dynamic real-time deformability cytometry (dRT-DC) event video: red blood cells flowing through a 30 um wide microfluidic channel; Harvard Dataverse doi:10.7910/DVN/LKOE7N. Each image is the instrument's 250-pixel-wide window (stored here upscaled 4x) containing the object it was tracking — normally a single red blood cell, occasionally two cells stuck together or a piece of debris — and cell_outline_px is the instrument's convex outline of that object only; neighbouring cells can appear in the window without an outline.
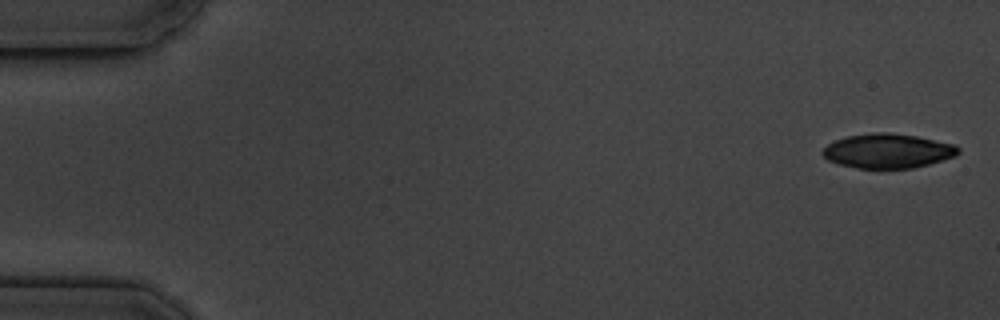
{"species": "common noctule bat (a hibernating species)", "species_latin": "Nyctalus noctula", "temperature_condition": "cold", "stored_images_in_passage": 5, "camera_frame_rate_fps": 3000, "um_per_image_px": 0.085, "animal": {"sex": "male", "body_mass_g": 19.5, "forearm_length_mm": 54.6}, "frame": {"image": 1, "passage_image": 1, "time_ms": 0.0, "image_size_px": [1000, 320], "cell_outline_px": [[960, 152], [956, 156], [928, 164], [912, 168], [856, 168], [840, 164], [828, 160], [820, 152], [828, 144], [844, 136], [876, 132], [888, 132], [916, 136], [956, 144], [960, 148]], "centroid_in_image_um": [75.47, 12.82], "position_along_channel_um": 9.5, "area_um2": 27.28}}
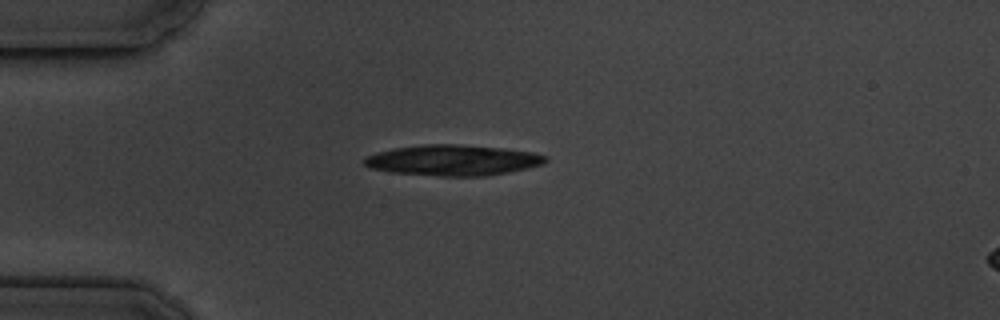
{"frame": {"image": 2, "passage_image": 5, "time_ms": 4.333, "image_size_px": [1000, 320], "cell_outline_px": [[548, 160], [544, 164], [528, 168], [508, 172], [484, 176], [440, 176], [388, 172], [372, 168], [364, 164], [364, 160], [368, 156], [376, 152], [392, 148], [424, 144], [460, 144], [504, 148], [532, 152], [548, 156]], "centroid_in_image_um": [38.52, 13.61], "position_along_channel_um": 46.5, "area_um2": 32.6}}